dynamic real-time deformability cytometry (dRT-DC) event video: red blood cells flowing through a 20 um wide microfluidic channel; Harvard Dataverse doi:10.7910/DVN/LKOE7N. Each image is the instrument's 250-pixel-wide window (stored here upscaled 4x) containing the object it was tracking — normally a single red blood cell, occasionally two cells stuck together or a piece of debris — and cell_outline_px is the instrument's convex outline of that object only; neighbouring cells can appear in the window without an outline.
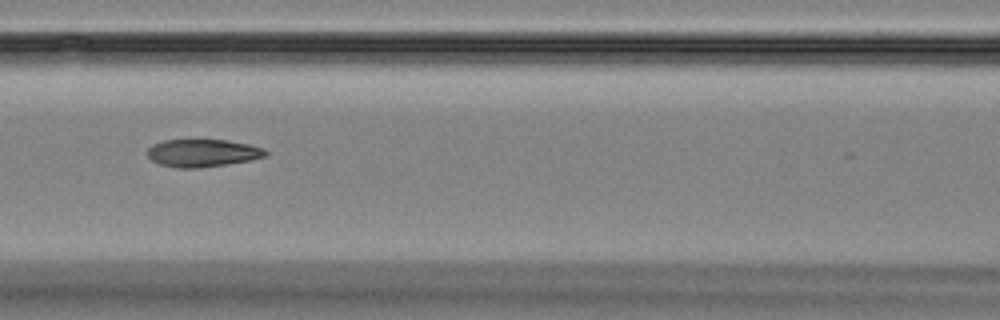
{"species": "Egyptian fruit bat (a non-hibernating species)", "species_latin": "Rousettus aegyptiacus", "temperature_condition": "room temperature", "stored_images_in_passage": 14, "camera_frame_rate_fps": 3000, "um_per_image_px": 0.085, "animal": {"sex": "female"}, "frame": {"image": 1, "passage_image": 6, "time_ms": 7.0, "image_size_px": [1000, 320], "cell_outline_px": [[268, 152], [264, 156], [248, 160], [200, 168], [176, 168], [160, 164], [152, 160], [148, 156], [148, 148], [152, 144], [164, 140], [228, 140], [248, 144], [264, 148]], "centroid_in_image_um": [17.19, 13.0], "position_along_channel_um": 149.4, "area_um2": 18.84}}
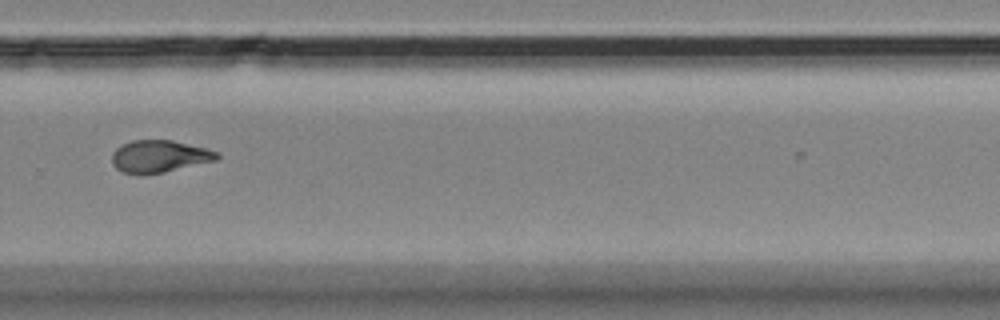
{"frame": {"image": 2, "passage_image": 10, "time_ms": 11.667, "image_size_px": [1000, 320], "cell_outline_px": [[220, 156], [216, 160], [164, 172], [144, 176], [136, 176], [120, 172], [112, 164], [112, 152], [116, 148], [132, 140], [172, 140], [208, 148], [220, 152]], "centroid_in_image_um": [13.52, 13.31], "position_along_channel_um": 316.3, "area_um2": 20.17}}
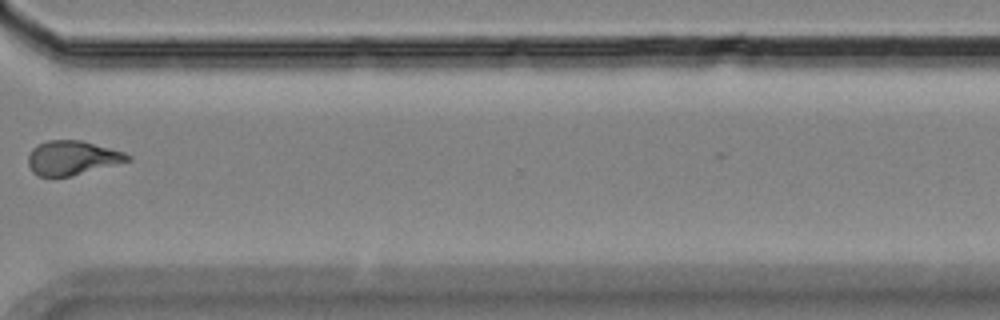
{"frame": {"image": 3, "passage_image": 11, "time_ms": 13.0, "image_size_px": [1000, 320], "cell_outline_px": [[132, 160], [72, 176], [40, 176], [32, 172], [28, 164], [28, 156], [32, 148], [36, 144], [48, 140], [80, 140], [124, 152], [132, 156]], "centroid_in_image_um": [6.13, 13.41], "position_along_channel_um": 364.5, "area_um2": 19.83}, "authors_computed_cell_mechanics": {"area_um2": 20.0277, "velocity_mm_per_s": 3.5757, "shape_relaxation_time_tau1_ms": null, "shape_relaxation_time_tau2_ms": 4.4522, "deformation_change_tau1": null, "deformation_change_tau2": 0.116}}